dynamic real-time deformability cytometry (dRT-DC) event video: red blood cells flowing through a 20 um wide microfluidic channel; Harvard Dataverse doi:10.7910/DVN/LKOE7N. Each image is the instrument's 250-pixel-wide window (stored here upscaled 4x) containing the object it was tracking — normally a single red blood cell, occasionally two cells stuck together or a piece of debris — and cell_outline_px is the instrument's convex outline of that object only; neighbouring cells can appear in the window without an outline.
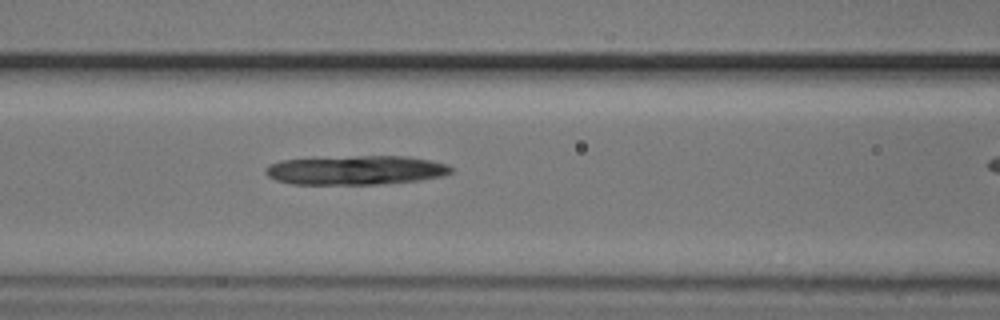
{"species": "common noctule bat (a hibernating species)", "species_latin": "Nyctalus noctula", "temperature_condition": "cold", "stored_images_in_passage": 20, "camera_frame_rate_fps": 3000, "um_per_image_px": 0.085, "animal": {"sex": "male", "body_mass_g": 20.5, "forearm_length_mm": 52.5}, "frame": {"image": 1, "passage_image": 6, "time_ms": 1.667, "image_size_px": [1000, 320], "cell_outline_px": [[452, 172], [444, 176], [420, 180], [384, 184], [292, 184], [276, 180], [268, 176], [264, 172], [264, 168], [268, 164], [280, 160], [356, 156], [408, 156], [448, 164], [452, 168]], "centroid_in_image_um": [30.24, 14.46], "position_along_channel_um": 136.4, "area_um2": 31.67}}